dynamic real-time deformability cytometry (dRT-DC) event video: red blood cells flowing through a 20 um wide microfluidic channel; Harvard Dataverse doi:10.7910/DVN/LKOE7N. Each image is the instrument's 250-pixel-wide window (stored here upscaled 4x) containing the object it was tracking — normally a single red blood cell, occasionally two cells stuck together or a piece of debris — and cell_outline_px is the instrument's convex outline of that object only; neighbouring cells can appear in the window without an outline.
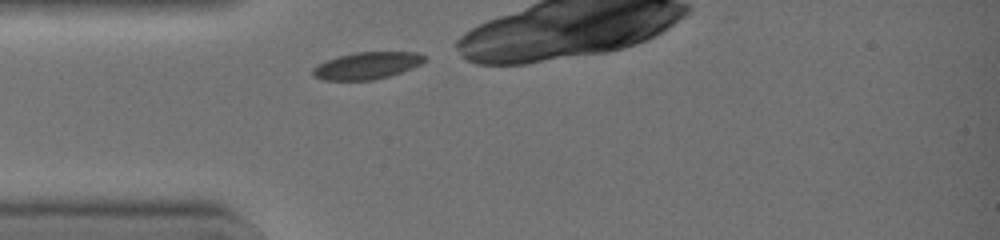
{"species": "common noctule bat (a hibernating species)", "species_latin": "Nyctalus noctula", "temperature_condition": "warm", "stored_images_in_passage": 24, "camera_frame_rate_fps": 3000, "um_per_image_px": 0.085, "animal": {"sex": "female", "body_mass_g": 19.0, "forearm_length_mm": 51.5}, "frame": {"image": 1, "passage_image": 1, "time_ms": 0.0, "image_size_px": [1000, 240], "cell_outline_px": [[424, 60], [420, 64], [412, 68], [388, 76], [372, 80], [324, 80], [312, 76], [312, 68], [328, 60], [340, 56], [356, 52], [420, 52], [424, 56]], "centroid_in_image_um": [31.18, 5.58], "position_along_channel_um": 53.8, "area_um2": 17.34}}
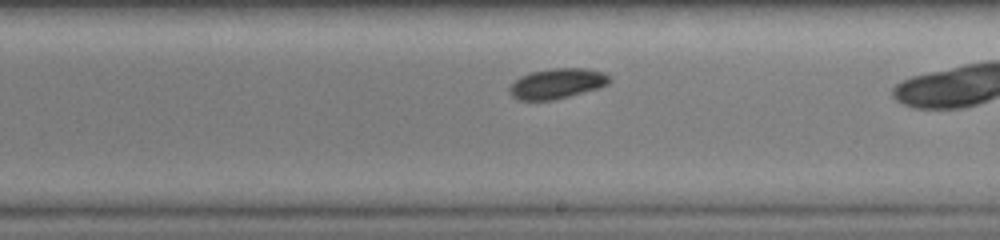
{"frame": {"image": 2, "passage_image": 14, "time_ms": 4.333, "image_size_px": [1000, 240], "cell_outline_px": [[612, 80], [608, 84], [600, 88], [556, 100], [520, 100], [512, 96], [508, 92], [508, 88], [520, 76], [532, 72], [552, 68], [588, 68], [604, 72]], "centroid_in_image_um": [47.38, 7.1], "position_along_channel_um": 241.6, "area_um2": 17.8}}
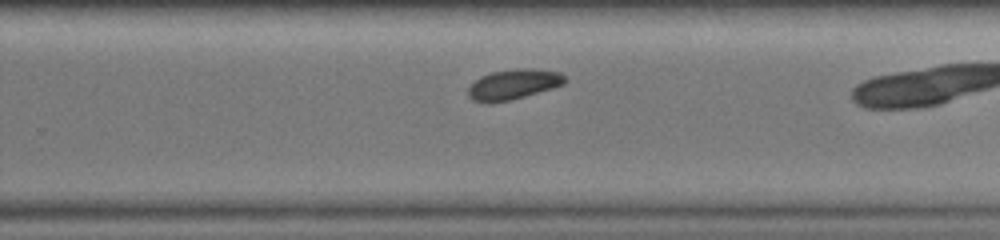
{"frame": {"image": 3, "passage_image": 17, "time_ms": 5.333, "image_size_px": [1000, 240], "cell_outline_px": [[568, 80], [564, 84], [552, 88], [512, 100], [472, 100], [468, 96], [468, 88], [480, 76], [492, 72], [516, 68], [532, 68], [560, 72]], "centroid_in_image_um": [43.7, 7.13], "position_along_channel_um": 286.1, "area_um2": 16.65}}